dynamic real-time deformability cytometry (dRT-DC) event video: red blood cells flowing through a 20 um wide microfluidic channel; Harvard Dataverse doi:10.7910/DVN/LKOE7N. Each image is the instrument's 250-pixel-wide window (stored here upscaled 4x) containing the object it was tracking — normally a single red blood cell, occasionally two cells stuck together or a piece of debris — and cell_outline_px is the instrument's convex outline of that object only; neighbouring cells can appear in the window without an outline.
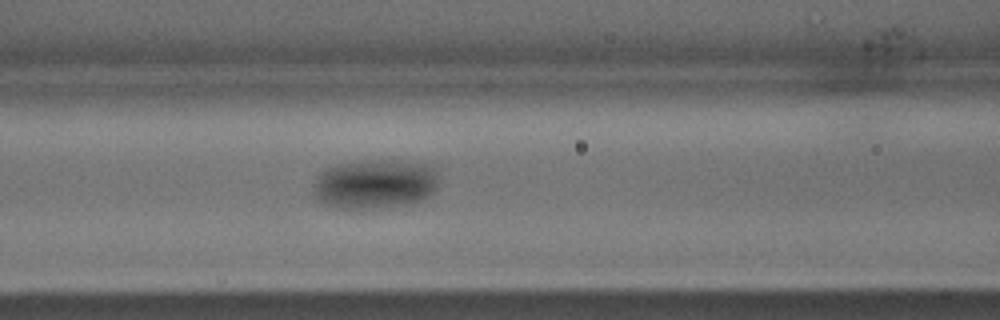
{"species": "common noctule bat (a hibernating species)", "species_latin": "Nyctalus noctula", "temperature_condition": "warm", "stored_images_in_passage": 30, "camera_frame_rate_fps": 3000, "um_per_image_px": 0.085, "animal": {"sex": "male", "body_mass_g": 15.6}, "frame": {"image": 1, "passage_image": 9, "time_ms": 2.667, "image_size_px": [1000, 320], "cell_outline_px": [[436, 188], [428, 196], [420, 200], [400, 204], [368, 208], [340, 208], [328, 204], [320, 200], [316, 196], [312, 184], [316, 176], [324, 168], [336, 164], [368, 160], [388, 160], [432, 164], [436, 168]], "centroid_in_image_um": [31.84, 15.6], "position_along_channel_um": 134.8, "area_um2": 35.78}}
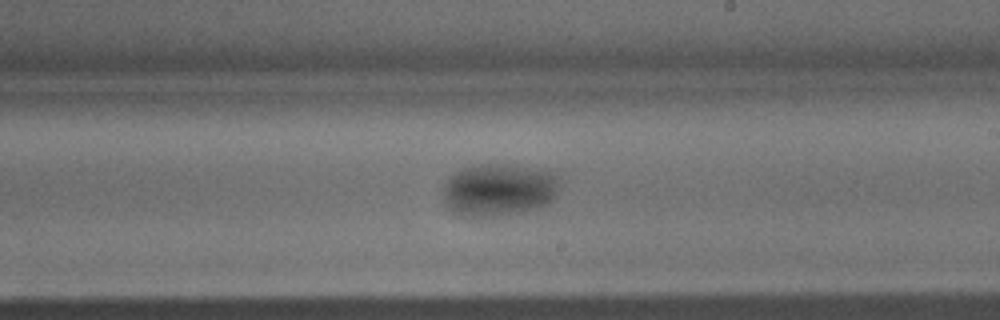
{"frame": {"image": 2, "passage_image": 15, "time_ms": 4.667, "image_size_px": [1000, 320], "cell_outline_px": [[560, 184], [556, 196], [548, 204], [540, 208], [524, 212], [492, 216], [460, 216], [452, 212], [448, 208], [444, 200], [444, 184], [448, 176], [464, 168], [484, 164], [504, 164], [552, 168], [560, 176]], "centroid_in_image_um": [42.49, 16.11], "position_along_channel_um": 246.5, "area_um2": 36.7}}
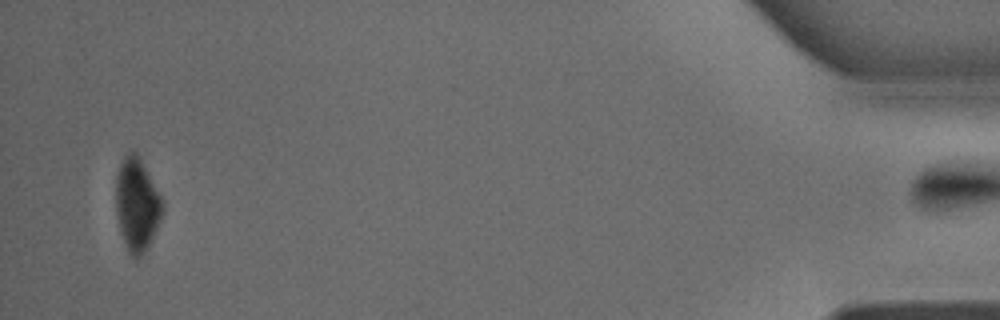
{"frame": {"image": 3, "passage_image": 29, "time_ms": 9.333, "image_size_px": [1000, 320], "cell_outline_px": [[164, 208], [160, 220], [144, 252], [136, 260], [128, 252], [120, 232], [116, 212], [116, 172], [124, 156], [128, 152], [136, 152], [140, 156], [164, 200]], "centroid_in_image_um": [11.64, 17.34], "position_along_channel_um": 423.6, "area_um2": 25.43}}